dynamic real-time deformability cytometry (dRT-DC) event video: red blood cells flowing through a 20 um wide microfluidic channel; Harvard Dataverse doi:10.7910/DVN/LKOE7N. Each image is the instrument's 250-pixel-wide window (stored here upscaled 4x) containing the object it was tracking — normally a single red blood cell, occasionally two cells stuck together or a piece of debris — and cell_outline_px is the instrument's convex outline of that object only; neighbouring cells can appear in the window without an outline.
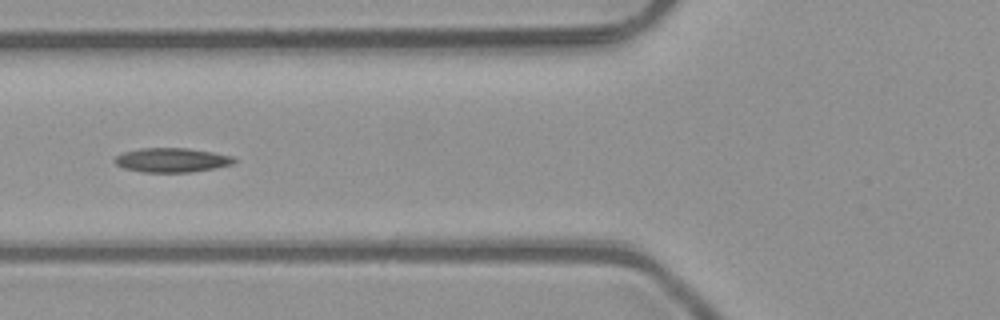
{"species": "common noctule bat (a hibernating species)", "species_latin": "Nyctalus noctula", "temperature_condition": "room temperature", "stored_images_in_passage": 7, "camera_frame_rate_fps": 3000, "um_per_image_px": 0.085, "animal": {"sex": "male", "body_mass_g": 23.1, "forearm_length_mm": 52.7}, "frame": {"image": 1, "passage_image": 6, "time_ms": 1.667, "image_size_px": [1000, 320], "cell_outline_px": [[236, 160], [232, 164], [216, 168], [188, 172], [144, 172], [124, 168], [116, 164], [112, 160], [116, 156], [124, 152], [140, 148], [188, 148], [212, 152], [232, 156]], "centroid_in_image_um": [14.58, 13.6], "position_along_channel_um": 111.2, "area_um2": 16.82}}
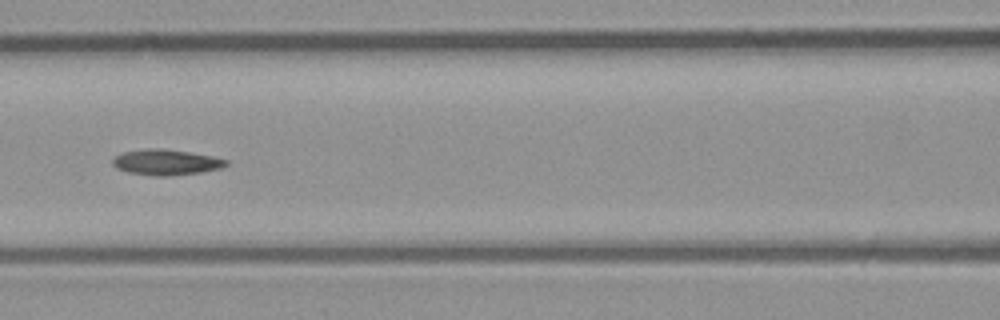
{"frame": {"image": 2, "passage_image": 7, "time_ms": 2.0, "image_size_px": [1000, 320], "cell_outline_px": [[228, 164], [220, 168], [200, 172], [168, 176], [156, 176], [128, 172], [116, 168], [112, 164], [112, 160], [116, 156], [124, 152], [148, 148], [160, 148], [188, 152], [212, 156], [228, 160]], "centroid_in_image_um": [14.1, 13.79], "position_along_channel_um": 152.5, "area_um2": 16.76}}